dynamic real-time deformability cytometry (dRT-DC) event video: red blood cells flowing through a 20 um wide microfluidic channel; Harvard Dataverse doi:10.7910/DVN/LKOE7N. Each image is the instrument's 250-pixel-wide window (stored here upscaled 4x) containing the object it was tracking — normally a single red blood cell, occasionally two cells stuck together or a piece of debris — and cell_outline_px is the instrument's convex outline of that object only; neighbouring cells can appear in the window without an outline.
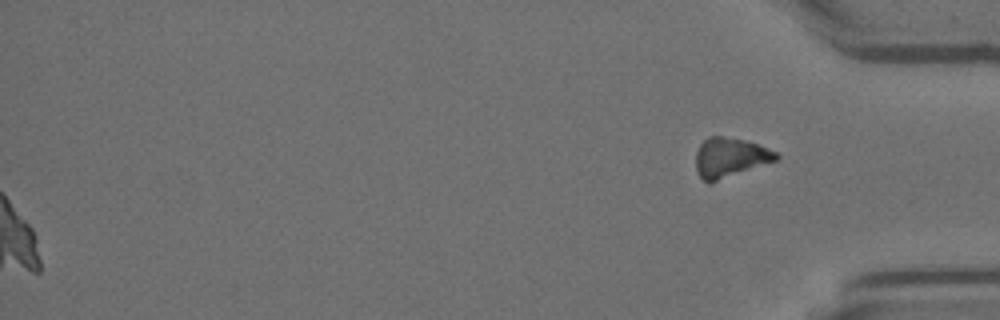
{"species": "Egyptian fruit bat (a non-hibernating species)", "species_latin": "Rousettus aegyptiacus", "temperature_condition": "room temperature", "stored_images_in_passage": 34, "camera_frame_rate_fps": 3000, "um_per_image_px": 0.085, "animal": {"sex": "female"}, "frame": {"image": 1, "passage_image": 34, "time_ms": 11.0, "image_size_px": [1000, 320], "cell_outline_px": [[780, 156], [776, 160], [708, 184], [700, 176], [696, 168], [696, 152], [700, 144], [708, 136], [724, 136], [744, 140], [756, 144], [776, 152]], "centroid_in_image_um": [62.01, 13.38], "position_along_channel_um": 373.2, "area_um2": 18.26}}